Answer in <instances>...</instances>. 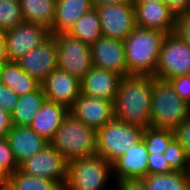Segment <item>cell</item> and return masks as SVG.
I'll return each instance as SVG.
<instances>
[{
	"instance_id": "cell-18",
	"label": "cell",
	"mask_w": 190,
	"mask_h": 190,
	"mask_svg": "<svg viewBox=\"0 0 190 190\" xmlns=\"http://www.w3.org/2000/svg\"><path fill=\"white\" fill-rule=\"evenodd\" d=\"M122 76L98 67H92L80 81L81 94L114 102Z\"/></svg>"
},
{
	"instance_id": "cell-9",
	"label": "cell",
	"mask_w": 190,
	"mask_h": 190,
	"mask_svg": "<svg viewBox=\"0 0 190 190\" xmlns=\"http://www.w3.org/2000/svg\"><path fill=\"white\" fill-rule=\"evenodd\" d=\"M95 9L99 15L101 34L104 37L124 41L136 27L133 0L100 5Z\"/></svg>"
},
{
	"instance_id": "cell-8",
	"label": "cell",
	"mask_w": 190,
	"mask_h": 190,
	"mask_svg": "<svg viewBox=\"0 0 190 190\" xmlns=\"http://www.w3.org/2000/svg\"><path fill=\"white\" fill-rule=\"evenodd\" d=\"M55 36L57 38V68L81 81L93 67L90 46L67 33H59Z\"/></svg>"
},
{
	"instance_id": "cell-3",
	"label": "cell",
	"mask_w": 190,
	"mask_h": 190,
	"mask_svg": "<svg viewBox=\"0 0 190 190\" xmlns=\"http://www.w3.org/2000/svg\"><path fill=\"white\" fill-rule=\"evenodd\" d=\"M189 116V103L179 97L168 81L152 77L150 127L174 131Z\"/></svg>"
},
{
	"instance_id": "cell-37",
	"label": "cell",
	"mask_w": 190,
	"mask_h": 190,
	"mask_svg": "<svg viewBox=\"0 0 190 190\" xmlns=\"http://www.w3.org/2000/svg\"><path fill=\"white\" fill-rule=\"evenodd\" d=\"M170 11L178 16L190 9V0H164Z\"/></svg>"
},
{
	"instance_id": "cell-7",
	"label": "cell",
	"mask_w": 190,
	"mask_h": 190,
	"mask_svg": "<svg viewBox=\"0 0 190 190\" xmlns=\"http://www.w3.org/2000/svg\"><path fill=\"white\" fill-rule=\"evenodd\" d=\"M190 74V45L174 32L166 34L154 77L169 80Z\"/></svg>"
},
{
	"instance_id": "cell-26",
	"label": "cell",
	"mask_w": 190,
	"mask_h": 190,
	"mask_svg": "<svg viewBox=\"0 0 190 190\" xmlns=\"http://www.w3.org/2000/svg\"><path fill=\"white\" fill-rule=\"evenodd\" d=\"M148 190H190V173L171 171L148 174L142 179Z\"/></svg>"
},
{
	"instance_id": "cell-4",
	"label": "cell",
	"mask_w": 190,
	"mask_h": 190,
	"mask_svg": "<svg viewBox=\"0 0 190 190\" xmlns=\"http://www.w3.org/2000/svg\"><path fill=\"white\" fill-rule=\"evenodd\" d=\"M97 131L86 126L70 112L56 131L49 144L53 146L67 162L96 154Z\"/></svg>"
},
{
	"instance_id": "cell-38",
	"label": "cell",
	"mask_w": 190,
	"mask_h": 190,
	"mask_svg": "<svg viewBox=\"0 0 190 190\" xmlns=\"http://www.w3.org/2000/svg\"><path fill=\"white\" fill-rule=\"evenodd\" d=\"M116 190H148L147 185L142 179L125 180L115 184Z\"/></svg>"
},
{
	"instance_id": "cell-30",
	"label": "cell",
	"mask_w": 190,
	"mask_h": 190,
	"mask_svg": "<svg viewBox=\"0 0 190 190\" xmlns=\"http://www.w3.org/2000/svg\"><path fill=\"white\" fill-rule=\"evenodd\" d=\"M163 154L173 171L190 173V159L175 138L170 141Z\"/></svg>"
},
{
	"instance_id": "cell-21",
	"label": "cell",
	"mask_w": 190,
	"mask_h": 190,
	"mask_svg": "<svg viewBox=\"0 0 190 190\" xmlns=\"http://www.w3.org/2000/svg\"><path fill=\"white\" fill-rule=\"evenodd\" d=\"M93 7L91 0H58L50 34L67 33Z\"/></svg>"
},
{
	"instance_id": "cell-42",
	"label": "cell",
	"mask_w": 190,
	"mask_h": 190,
	"mask_svg": "<svg viewBox=\"0 0 190 190\" xmlns=\"http://www.w3.org/2000/svg\"><path fill=\"white\" fill-rule=\"evenodd\" d=\"M9 174L0 166V189H5L8 186Z\"/></svg>"
},
{
	"instance_id": "cell-31",
	"label": "cell",
	"mask_w": 190,
	"mask_h": 190,
	"mask_svg": "<svg viewBox=\"0 0 190 190\" xmlns=\"http://www.w3.org/2000/svg\"><path fill=\"white\" fill-rule=\"evenodd\" d=\"M0 166L9 175L18 169L7 137H0Z\"/></svg>"
},
{
	"instance_id": "cell-22",
	"label": "cell",
	"mask_w": 190,
	"mask_h": 190,
	"mask_svg": "<svg viewBox=\"0 0 190 190\" xmlns=\"http://www.w3.org/2000/svg\"><path fill=\"white\" fill-rule=\"evenodd\" d=\"M1 83L19 96L36 91L41 86V83L25 72L17 61L8 60L1 64Z\"/></svg>"
},
{
	"instance_id": "cell-2",
	"label": "cell",
	"mask_w": 190,
	"mask_h": 190,
	"mask_svg": "<svg viewBox=\"0 0 190 190\" xmlns=\"http://www.w3.org/2000/svg\"><path fill=\"white\" fill-rule=\"evenodd\" d=\"M166 34L158 30L135 27L123 41L127 75L154 77L161 46Z\"/></svg>"
},
{
	"instance_id": "cell-41",
	"label": "cell",
	"mask_w": 190,
	"mask_h": 190,
	"mask_svg": "<svg viewBox=\"0 0 190 190\" xmlns=\"http://www.w3.org/2000/svg\"><path fill=\"white\" fill-rule=\"evenodd\" d=\"M126 1H132V0H91V3L93 7H97L100 5L123 3Z\"/></svg>"
},
{
	"instance_id": "cell-32",
	"label": "cell",
	"mask_w": 190,
	"mask_h": 190,
	"mask_svg": "<svg viewBox=\"0 0 190 190\" xmlns=\"http://www.w3.org/2000/svg\"><path fill=\"white\" fill-rule=\"evenodd\" d=\"M173 171L164 154L149 153L148 155V174H164Z\"/></svg>"
},
{
	"instance_id": "cell-39",
	"label": "cell",
	"mask_w": 190,
	"mask_h": 190,
	"mask_svg": "<svg viewBox=\"0 0 190 190\" xmlns=\"http://www.w3.org/2000/svg\"><path fill=\"white\" fill-rule=\"evenodd\" d=\"M12 126L11 114L0 106V137H7Z\"/></svg>"
},
{
	"instance_id": "cell-1",
	"label": "cell",
	"mask_w": 190,
	"mask_h": 190,
	"mask_svg": "<svg viewBox=\"0 0 190 190\" xmlns=\"http://www.w3.org/2000/svg\"><path fill=\"white\" fill-rule=\"evenodd\" d=\"M152 76L122 77L113 102L115 119L146 129L150 127Z\"/></svg>"
},
{
	"instance_id": "cell-43",
	"label": "cell",
	"mask_w": 190,
	"mask_h": 190,
	"mask_svg": "<svg viewBox=\"0 0 190 190\" xmlns=\"http://www.w3.org/2000/svg\"><path fill=\"white\" fill-rule=\"evenodd\" d=\"M164 0H133V3L161 2Z\"/></svg>"
},
{
	"instance_id": "cell-19",
	"label": "cell",
	"mask_w": 190,
	"mask_h": 190,
	"mask_svg": "<svg viewBox=\"0 0 190 190\" xmlns=\"http://www.w3.org/2000/svg\"><path fill=\"white\" fill-rule=\"evenodd\" d=\"M16 165L19 168L27 159L41 152L49 142L30 126H12L7 135Z\"/></svg>"
},
{
	"instance_id": "cell-5",
	"label": "cell",
	"mask_w": 190,
	"mask_h": 190,
	"mask_svg": "<svg viewBox=\"0 0 190 190\" xmlns=\"http://www.w3.org/2000/svg\"><path fill=\"white\" fill-rule=\"evenodd\" d=\"M110 178H113L112 163L100 155L74 159L68 162L63 190H105Z\"/></svg>"
},
{
	"instance_id": "cell-34",
	"label": "cell",
	"mask_w": 190,
	"mask_h": 190,
	"mask_svg": "<svg viewBox=\"0 0 190 190\" xmlns=\"http://www.w3.org/2000/svg\"><path fill=\"white\" fill-rule=\"evenodd\" d=\"M174 33L190 45V9L176 16Z\"/></svg>"
},
{
	"instance_id": "cell-6",
	"label": "cell",
	"mask_w": 190,
	"mask_h": 190,
	"mask_svg": "<svg viewBox=\"0 0 190 190\" xmlns=\"http://www.w3.org/2000/svg\"><path fill=\"white\" fill-rule=\"evenodd\" d=\"M144 129L116 119L97 130L96 154L113 163L142 140Z\"/></svg>"
},
{
	"instance_id": "cell-16",
	"label": "cell",
	"mask_w": 190,
	"mask_h": 190,
	"mask_svg": "<svg viewBox=\"0 0 190 190\" xmlns=\"http://www.w3.org/2000/svg\"><path fill=\"white\" fill-rule=\"evenodd\" d=\"M133 4L136 27L158 30L165 34L174 32L176 16L164 1Z\"/></svg>"
},
{
	"instance_id": "cell-44",
	"label": "cell",
	"mask_w": 190,
	"mask_h": 190,
	"mask_svg": "<svg viewBox=\"0 0 190 190\" xmlns=\"http://www.w3.org/2000/svg\"><path fill=\"white\" fill-rule=\"evenodd\" d=\"M0 83H1V65H0Z\"/></svg>"
},
{
	"instance_id": "cell-12",
	"label": "cell",
	"mask_w": 190,
	"mask_h": 190,
	"mask_svg": "<svg viewBox=\"0 0 190 190\" xmlns=\"http://www.w3.org/2000/svg\"><path fill=\"white\" fill-rule=\"evenodd\" d=\"M20 67L42 83L57 68V38L50 34L30 52L17 60Z\"/></svg>"
},
{
	"instance_id": "cell-11",
	"label": "cell",
	"mask_w": 190,
	"mask_h": 190,
	"mask_svg": "<svg viewBox=\"0 0 190 190\" xmlns=\"http://www.w3.org/2000/svg\"><path fill=\"white\" fill-rule=\"evenodd\" d=\"M49 35V29L46 27L27 22L5 31L7 60L17 61L38 47Z\"/></svg>"
},
{
	"instance_id": "cell-17",
	"label": "cell",
	"mask_w": 190,
	"mask_h": 190,
	"mask_svg": "<svg viewBox=\"0 0 190 190\" xmlns=\"http://www.w3.org/2000/svg\"><path fill=\"white\" fill-rule=\"evenodd\" d=\"M148 151L143 139L112 163L114 183L143 179L148 175Z\"/></svg>"
},
{
	"instance_id": "cell-24",
	"label": "cell",
	"mask_w": 190,
	"mask_h": 190,
	"mask_svg": "<svg viewBox=\"0 0 190 190\" xmlns=\"http://www.w3.org/2000/svg\"><path fill=\"white\" fill-rule=\"evenodd\" d=\"M19 3L24 22L39 24L51 29L56 2L52 0H19Z\"/></svg>"
},
{
	"instance_id": "cell-15",
	"label": "cell",
	"mask_w": 190,
	"mask_h": 190,
	"mask_svg": "<svg viewBox=\"0 0 190 190\" xmlns=\"http://www.w3.org/2000/svg\"><path fill=\"white\" fill-rule=\"evenodd\" d=\"M46 100L62 104L68 109L81 94L80 80L56 68L41 83Z\"/></svg>"
},
{
	"instance_id": "cell-27",
	"label": "cell",
	"mask_w": 190,
	"mask_h": 190,
	"mask_svg": "<svg viewBox=\"0 0 190 190\" xmlns=\"http://www.w3.org/2000/svg\"><path fill=\"white\" fill-rule=\"evenodd\" d=\"M8 190H63L55 181L28 175L19 168L9 175Z\"/></svg>"
},
{
	"instance_id": "cell-10",
	"label": "cell",
	"mask_w": 190,
	"mask_h": 190,
	"mask_svg": "<svg viewBox=\"0 0 190 190\" xmlns=\"http://www.w3.org/2000/svg\"><path fill=\"white\" fill-rule=\"evenodd\" d=\"M68 162L50 144L41 152L27 159L19 169L28 175L47 178L57 182L62 188L67 179Z\"/></svg>"
},
{
	"instance_id": "cell-20",
	"label": "cell",
	"mask_w": 190,
	"mask_h": 190,
	"mask_svg": "<svg viewBox=\"0 0 190 190\" xmlns=\"http://www.w3.org/2000/svg\"><path fill=\"white\" fill-rule=\"evenodd\" d=\"M68 113L69 109L66 106L45 100L29 126L50 142Z\"/></svg>"
},
{
	"instance_id": "cell-29",
	"label": "cell",
	"mask_w": 190,
	"mask_h": 190,
	"mask_svg": "<svg viewBox=\"0 0 190 190\" xmlns=\"http://www.w3.org/2000/svg\"><path fill=\"white\" fill-rule=\"evenodd\" d=\"M23 22L19 0L0 1V30H10Z\"/></svg>"
},
{
	"instance_id": "cell-33",
	"label": "cell",
	"mask_w": 190,
	"mask_h": 190,
	"mask_svg": "<svg viewBox=\"0 0 190 190\" xmlns=\"http://www.w3.org/2000/svg\"><path fill=\"white\" fill-rule=\"evenodd\" d=\"M179 97L190 104V74L167 80Z\"/></svg>"
},
{
	"instance_id": "cell-40",
	"label": "cell",
	"mask_w": 190,
	"mask_h": 190,
	"mask_svg": "<svg viewBox=\"0 0 190 190\" xmlns=\"http://www.w3.org/2000/svg\"><path fill=\"white\" fill-rule=\"evenodd\" d=\"M5 61H7L5 47V31L0 30V65Z\"/></svg>"
},
{
	"instance_id": "cell-25",
	"label": "cell",
	"mask_w": 190,
	"mask_h": 190,
	"mask_svg": "<svg viewBox=\"0 0 190 190\" xmlns=\"http://www.w3.org/2000/svg\"><path fill=\"white\" fill-rule=\"evenodd\" d=\"M89 46L93 45L101 36V24L95 7L84 14L67 32Z\"/></svg>"
},
{
	"instance_id": "cell-14",
	"label": "cell",
	"mask_w": 190,
	"mask_h": 190,
	"mask_svg": "<svg viewBox=\"0 0 190 190\" xmlns=\"http://www.w3.org/2000/svg\"><path fill=\"white\" fill-rule=\"evenodd\" d=\"M94 67L108 69L122 77L127 76L125 48L122 40L101 36L90 46Z\"/></svg>"
},
{
	"instance_id": "cell-13",
	"label": "cell",
	"mask_w": 190,
	"mask_h": 190,
	"mask_svg": "<svg viewBox=\"0 0 190 190\" xmlns=\"http://www.w3.org/2000/svg\"><path fill=\"white\" fill-rule=\"evenodd\" d=\"M69 112L86 126L101 129L115 119L113 102L107 99L92 98L80 94Z\"/></svg>"
},
{
	"instance_id": "cell-36",
	"label": "cell",
	"mask_w": 190,
	"mask_h": 190,
	"mask_svg": "<svg viewBox=\"0 0 190 190\" xmlns=\"http://www.w3.org/2000/svg\"><path fill=\"white\" fill-rule=\"evenodd\" d=\"M19 99V95L16 94L7 85L0 83V106L4 108L8 113H12L15 105Z\"/></svg>"
},
{
	"instance_id": "cell-28",
	"label": "cell",
	"mask_w": 190,
	"mask_h": 190,
	"mask_svg": "<svg viewBox=\"0 0 190 190\" xmlns=\"http://www.w3.org/2000/svg\"><path fill=\"white\" fill-rule=\"evenodd\" d=\"M174 138V131L148 127L143 131V141L148 153H164L168 144Z\"/></svg>"
},
{
	"instance_id": "cell-35",
	"label": "cell",
	"mask_w": 190,
	"mask_h": 190,
	"mask_svg": "<svg viewBox=\"0 0 190 190\" xmlns=\"http://www.w3.org/2000/svg\"><path fill=\"white\" fill-rule=\"evenodd\" d=\"M174 138L184 148L185 154L190 159V116L174 130Z\"/></svg>"
},
{
	"instance_id": "cell-23",
	"label": "cell",
	"mask_w": 190,
	"mask_h": 190,
	"mask_svg": "<svg viewBox=\"0 0 190 190\" xmlns=\"http://www.w3.org/2000/svg\"><path fill=\"white\" fill-rule=\"evenodd\" d=\"M46 96L42 86L36 91H32L19 99L11 113V120L14 126H29L37 113L45 102Z\"/></svg>"
}]
</instances>
